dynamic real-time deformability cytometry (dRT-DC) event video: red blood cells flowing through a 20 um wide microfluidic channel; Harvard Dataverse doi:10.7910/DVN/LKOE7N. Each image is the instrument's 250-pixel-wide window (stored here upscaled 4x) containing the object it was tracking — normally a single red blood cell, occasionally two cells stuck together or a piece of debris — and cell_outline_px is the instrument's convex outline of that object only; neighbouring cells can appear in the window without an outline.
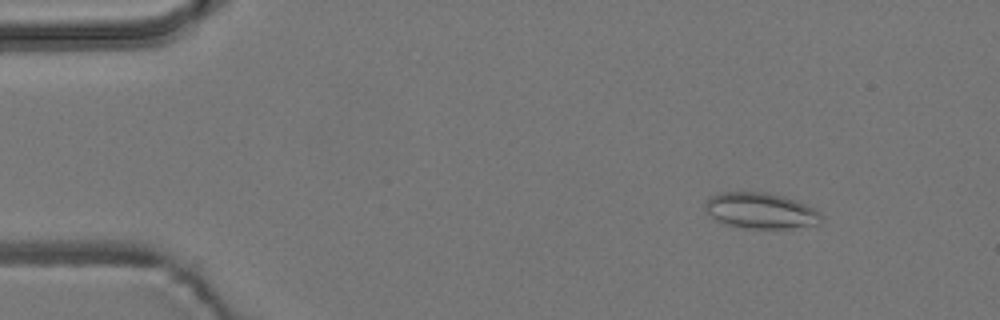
{"species": "common noctule bat (a hibernating species)", "species_latin": "Nyctalus noctula", "temperature_condition": "room temperature", "stored_images_in_passage": 8, "camera_frame_rate_fps": 3000, "um_per_image_px": 0.085, "animal": {"sex": "male", "body_mass_g": 19.2, "forearm_length_mm": 51.8}, "frame": {"image": 1, "passage_image": 2, "time_ms": 1.333, "image_size_px": [1000, 320], "cell_outline_px": [[824, 220], [816, 224], [788, 228], [744, 228], [728, 224], [716, 220], [708, 212], [704, 204], [708, 196], [720, 192], [764, 192], [784, 196], [796, 200], [820, 212], [824, 216]], "centroid_in_image_um": [64.66, 17.89], "position_along_channel_um": 20.3, "area_um2": 24.16}}
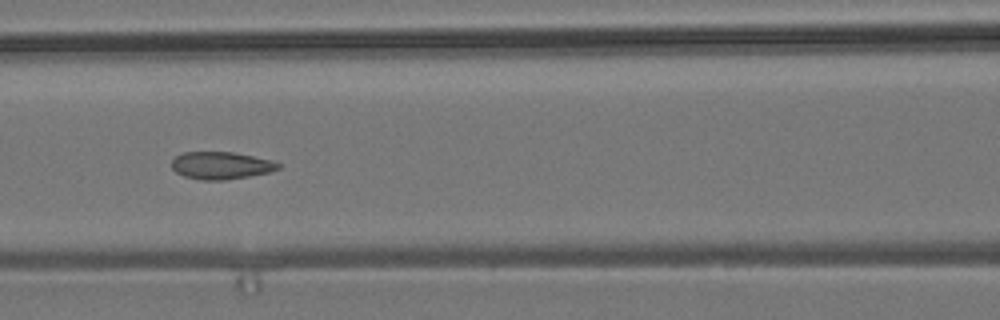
{"frame": {"image": 2, "passage_image": 7, "time_ms": 7.0, "image_size_px": [1000, 320], "cell_outline_px": [[280, 168], [268, 172], [248, 176], [224, 180], [204, 180], [184, 176], [176, 172], [172, 168], [172, 160], [176, 156], [184, 152], [232, 152], [272, 160], [280, 164]], "centroid_in_image_um": [18.77, 14.06], "position_along_channel_um": 147.8, "area_um2": 16.82}}
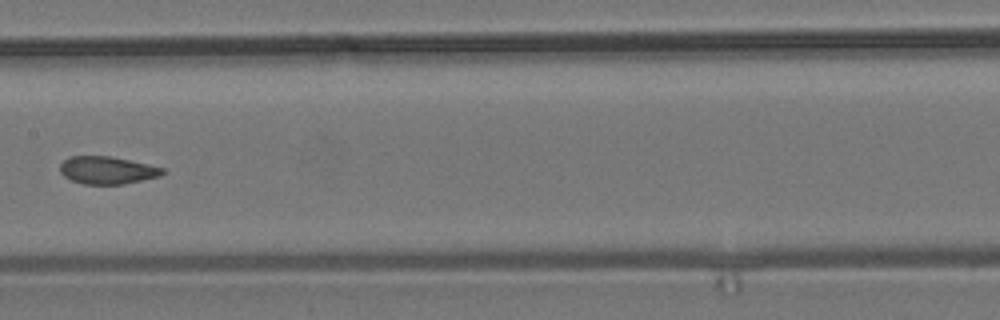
{"frame": {"image": 3, "passage_image": 8, "time_ms": 8.333, "image_size_px": [1000, 320], "cell_outline_px": [[164, 172], [160, 176], [124, 184], [84, 184], [72, 180], [64, 176], [60, 172], [60, 164], [68, 156], [112, 156], [148, 164], [164, 168]], "centroid_in_image_um": [9.1, 14.46], "position_along_channel_um": 198.3, "area_um2": 16.47}}